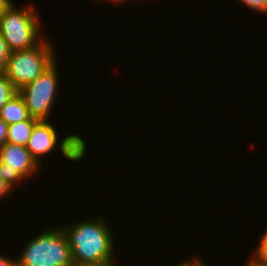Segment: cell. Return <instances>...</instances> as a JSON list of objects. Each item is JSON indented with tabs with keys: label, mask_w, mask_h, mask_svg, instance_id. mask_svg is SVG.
<instances>
[{
	"label": "cell",
	"mask_w": 267,
	"mask_h": 266,
	"mask_svg": "<svg viewBox=\"0 0 267 266\" xmlns=\"http://www.w3.org/2000/svg\"><path fill=\"white\" fill-rule=\"evenodd\" d=\"M33 6L30 3L18 8L12 0L0 16V34L10 51L33 48L45 38L41 35L39 14Z\"/></svg>",
	"instance_id": "7a4b0ae2"
},
{
	"label": "cell",
	"mask_w": 267,
	"mask_h": 266,
	"mask_svg": "<svg viewBox=\"0 0 267 266\" xmlns=\"http://www.w3.org/2000/svg\"><path fill=\"white\" fill-rule=\"evenodd\" d=\"M177 266H191V259H190V261L186 259V260H184V262L182 261V262L178 263Z\"/></svg>",
	"instance_id": "d6986e66"
},
{
	"label": "cell",
	"mask_w": 267,
	"mask_h": 266,
	"mask_svg": "<svg viewBox=\"0 0 267 266\" xmlns=\"http://www.w3.org/2000/svg\"><path fill=\"white\" fill-rule=\"evenodd\" d=\"M41 170L26 146L6 142L0 147V177L13 190L16 184L34 177Z\"/></svg>",
	"instance_id": "52a82bcc"
},
{
	"label": "cell",
	"mask_w": 267,
	"mask_h": 266,
	"mask_svg": "<svg viewBox=\"0 0 267 266\" xmlns=\"http://www.w3.org/2000/svg\"><path fill=\"white\" fill-rule=\"evenodd\" d=\"M10 52L6 41L0 34V72H3L6 69Z\"/></svg>",
	"instance_id": "7c38bea8"
},
{
	"label": "cell",
	"mask_w": 267,
	"mask_h": 266,
	"mask_svg": "<svg viewBox=\"0 0 267 266\" xmlns=\"http://www.w3.org/2000/svg\"><path fill=\"white\" fill-rule=\"evenodd\" d=\"M58 65L56 61L33 82L18 90L28 113L38 120H50L59 87Z\"/></svg>",
	"instance_id": "8992f818"
},
{
	"label": "cell",
	"mask_w": 267,
	"mask_h": 266,
	"mask_svg": "<svg viewBox=\"0 0 267 266\" xmlns=\"http://www.w3.org/2000/svg\"><path fill=\"white\" fill-rule=\"evenodd\" d=\"M18 90L9 81L4 72H0V109L16 94Z\"/></svg>",
	"instance_id": "30bf717a"
},
{
	"label": "cell",
	"mask_w": 267,
	"mask_h": 266,
	"mask_svg": "<svg viewBox=\"0 0 267 266\" xmlns=\"http://www.w3.org/2000/svg\"><path fill=\"white\" fill-rule=\"evenodd\" d=\"M12 2V0H0V16L2 15L4 9Z\"/></svg>",
	"instance_id": "ac0fdd59"
},
{
	"label": "cell",
	"mask_w": 267,
	"mask_h": 266,
	"mask_svg": "<svg viewBox=\"0 0 267 266\" xmlns=\"http://www.w3.org/2000/svg\"><path fill=\"white\" fill-rule=\"evenodd\" d=\"M245 7L250 8L257 13L267 14V0H240Z\"/></svg>",
	"instance_id": "4fadbf2b"
},
{
	"label": "cell",
	"mask_w": 267,
	"mask_h": 266,
	"mask_svg": "<svg viewBox=\"0 0 267 266\" xmlns=\"http://www.w3.org/2000/svg\"><path fill=\"white\" fill-rule=\"evenodd\" d=\"M57 131L49 120H39L33 128L26 146L31 156L41 165L40 158L46 154H51L53 150L57 149L72 162L82 161L81 159L86 154L84 139L78 134H69L64 136L65 138L59 143L60 139Z\"/></svg>",
	"instance_id": "5b68a950"
},
{
	"label": "cell",
	"mask_w": 267,
	"mask_h": 266,
	"mask_svg": "<svg viewBox=\"0 0 267 266\" xmlns=\"http://www.w3.org/2000/svg\"><path fill=\"white\" fill-rule=\"evenodd\" d=\"M54 50L51 41L44 38L33 48L11 51L3 72L13 86L19 90L33 82L57 60Z\"/></svg>",
	"instance_id": "277c9868"
},
{
	"label": "cell",
	"mask_w": 267,
	"mask_h": 266,
	"mask_svg": "<svg viewBox=\"0 0 267 266\" xmlns=\"http://www.w3.org/2000/svg\"><path fill=\"white\" fill-rule=\"evenodd\" d=\"M260 264L261 266H267V263H258Z\"/></svg>",
	"instance_id": "7402d4cb"
},
{
	"label": "cell",
	"mask_w": 267,
	"mask_h": 266,
	"mask_svg": "<svg viewBox=\"0 0 267 266\" xmlns=\"http://www.w3.org/2000/svg\"><path fill=\"white\" fill-rule=\"evenodd\" d=\"M59 226L27 241L16 259L17 266H74L68 238Z\"/></svg>",
	"instance_id": "3957f363"
},
{
	"label": "cell",
	"mask_w": 267,
	"mask_h": 266,
	"mask_svg": "<svg viewBox=\"0 0 267 266\" xmlns=\"http://www.w3.org/2000/svg\"><path fill=\"white\" fill-rule=\"evenodd\" d=\"M31 116L24 103L23 98L17 93L1 109L0 118L7 124L28 120Z\"/></svg>",
	"instance_id": "ba28073f"
},
{
	"label": "cell",
	"mask_w": 267,
	"mask_h": 266,
	"mask_svg": "<svg viewBox=\"0 0 267 266\" xmlns=\"http://www.w3.org/2000/svg\"><path fill=\"white\" fill-rule=\"evenodd\" d=\"M102 217L62 225L74 266H115L114 237Z\"/></svg>",
	"instance_id": "6da1fadb"
},
{
	"label": "cell",
	"mask_w": 267,
	"mask_h": 266,
	"mask_svg": "<svg viewBox=\"0 0 267 266\" xmlns=\"http://www.w3.org/2000/svg\"><path fill=\"white\" fill-rule=\"evenodd\" d=\"M38 121V119L30 117L28 120L8 125L7 142L27 146L33 128Z\"/></svg>",
	"instance_id": "9c48e42d"
},
{
	"label": "cell",
	"mask_w": 267,
	"mask_h": 266,
	"mask_svg": "<svg viewBox=\"0 0 267 266\" xmlns=\"http://www.w3.org/2000/svg\"><path fill=\"white\" fill-rule=\"evenodd\" d=\"M12 190L13 189L8 186L5 181L0 177V198L2 199V197L8 196L9 193L12 192Z\"/></svg>",
	"instance_id": "9a60e30c"
},
{
	"label": "cell",
	"mask_w": 267,
	"mask_h": 266,
	"mask_svg": "<svg viewBox=\"0 0 267 266\" xmlns=\"http://www.w3.org/2000/svg\"><path fill=\"white\" fill-rule=\"evenodd\" d=\"M8 125L0 118V147L7 142Z\"/></svg>",
	"instance_id": "5bb4252c"
},
{
	"label": "cell",
	"mask_w": 267,
	"mask_h": 266,
	"mask_svg": "<svg viewBox=\"0 0 267 266\" xmlns=\"http://www.w3.org/2000/svg\"><path fill=\"white\" fill-rule=\"evenodd\" d=\"M246 262H247V264L245 266H261L260 264L254 262L251 259L247 260Z\"/></svg>",
	"instance_id": "ffe728a7"
},
{
	"label": "cell",
	"mask_w": 267,
	"mask_h": 266,
	"mask_svg": "<svg viewBox=\"0 0 267 266\" xmlns=\"http://www.w3.org/2000/svg\"><path fill=\"white\" fill-rule=\"evenodd\" d=\"M99 1V0H98ZM102 1V0H101ZM105 0H103V2H104ZM107 1V0H106ZM108 1H110V2H112V3H114V4H121V0H108Z\"/></svg>",
	"instance_id": "44dd1931"
},
{
	"label": "cell",
	"mask_w": 267,
	"mask_h": 266,
	"mask_svg": "<svg viewBox=\"0 0 267 266\" xmlns=\"http://www.w3.org/2000/svg\"><path fill=\"white\" fill-rule=\"evenodd\" d=\"M0 266H17L16 260L0 255Z\"/></svg>",
	"instance_id": "2e32d148"
},
{
	"label": "cell",
	"mask_w": 267,
	"mask_h": 266,
	"mask_svg": "<svg viewBox=\"0 0 267 266\" xmlns=\"http://www.w3.org/2000/svg\"><path fill=\"white\" fill-rule=\"evenodd\" d=\"M191 266H208V265L205 264V262L202 259L200 260L199 257H194V259L191 258Z\"/></svg>",
	"instance_id": "e0dca14e"
},
{
	"label": "cell",
	"mask_w": 267,
	"mask_h": 266,
	"mask_svg": "<svg viewBox=\"0 0 267 266\" xmlns=\"http://www.w3.org/2000/svg\"><path fill=\"white\" fill-rule=\"evenodd\" d=\"M256 247L253 255L249 258L256 263H267V227Z\"/></svg>",
	"instance_id": "8fae6325"
}]
</instances>
